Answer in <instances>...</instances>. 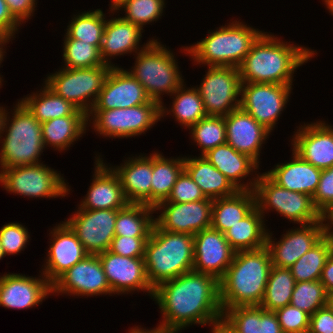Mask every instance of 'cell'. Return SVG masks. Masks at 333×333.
I'll use <instances>...</instances> for the list:
<instances>
[{"instance_id":"1","label":"cell","mask_w":333,"mask_h":333,"mask_svg":"<svg viewBox=\"0 0 333 333\" xmlns=\"http://www.w3.org/2000/svg\"><path fill=\"white\" fill-rule=\"evenodd\" d=\"M155 299L162 314V327L178 333L199 324L214 327L222 322L219 280L196 271L183 273L154 288Z\"/></svg>"},{"instance_id":"2","label":"cell","mask_w":333,"mask_h":333,"mask_svg":"<svg viewBox=\"0 0 333 333\" xmlns=\"http://www.w3.org/2000/svg\"><path fill=\"white\" fill-rule=\"evenodd\" d=\"M316 54L309 47L283 42L274 34L263 32L238 67L241 83L293 85L295 70Z\"/></svg>"},{"instance_id":"3","label":"cell","mask_w":333,"mask_h":333,"mask_svg":"<svg viewBox=\"0 0 333 333\" xmlns=\"http://www.w3.org/2000/svg\"><path fill=\"white\" fill-rule=\"evenodd\" d=\"M272 267L267 246L236 251L231 265L219 280L221 309L260 305Z\"/></svg>"},{"instance_id":"4","label":"cell","mask_w":333,"mask_h":333,"mask_svg":"<svg viewBox=\"0 0 333 333\" xmlns=\"http://www.w3.org/2000/svg\"><path fill=\"white\" fill-rule=\"evenodd\" d=\"M13 110L12 118L6 108L1 114L0 169L42 163L39 157L45 146L41 123L20 100Z\"/></svg>"},{"instance_id":"5","label":"cell","mask_w":333,"mask_h":333,"mask_svg":"<svg viewBox=\"0 0 333 333\" xmlns=\"http://www.w3.org/2000/svg\"><path fill=\"white\" fill-rule=\"evenodd\" d=\"M194 236L160 229L154 224L145 247L147 278L153 288L193 270Z\"/></svg>"},{"instance_id":"6","label":"cell","mask_w":333,"mask_h":333,"mask_svg":"<svg viewBox=\"0 0 333 333\" xmlns=\"http://www.w3.org/2000/svg\"><path fill=\"white\" fill-rule=\"evenodd\" d=\"M208 33L194 45L181 47L185 55L188 54L195 65L238 68L263 31L235 20Z\"/></svg>"},{"instance_id":"7","label":"cell","mask_w":333,"mask_h":333,"mask_svg":"<svg viewBox=\"0 0 333 333\" xmlns=\"http://www.w3.org/2000/svg\"><path fill=\"white\" fill-rule=\"evenodd\" d=\"M157 40L153 39L137 53L135 65L129 72L141 83L149 98L161 105L164 103L161 95L172 96L184 79L173 52Z\"/></svg>"},{"instance_id":"8","label":"cell","mask_w":333,"mask_h":333,"mask_svg":"<svg viewBox=\"0 0 333 333\" xmlns=\"http://www.w3.org/2000/svg\"><path fill=\"white\" fill-rule=\"evenodd\" d=\"M111 68L107 64L78 69L61 67L55 73L48 74L44 83L57 95L88 115Z\"/></svg>"},{"instance_id":"9","label":"cell","mask_w":333,"mask_h":333,"mask_svg":"<svg viewBox=\"0 0 333 333\" xmlns=\"http://www.w3.org/2000/svg\"><path fill=\"white\" fill-rule=\"evenodd\" d=\"M258 177L254 193L256 206L265 218V211L277 213L296 224H309L321 220V214L310 195L287 190L275 183L265 172L255 173Z\"/></svg>"},{"instance_id":"10","label":"cell","mask_w":333,"mask_h":333,"mask_svg":"<svg viewBox=\"0 0 333 333\" xmlns=\"http://www.w3.org/2000/svg\"><path fill=\"white\" fill-rule=\"evenodd\" d=\"M160 110L161 105L153 100L131 108L91 110L87 123H92L94 131L103 137H134L145 134L161 120Z\"/></svg>"},{"instance_id":"11","label":"cell","mask_w":333,"mask_h":333,"mask_svg":"<svg viewBox=\"0 0 333 333\" xmlns=\"http://www.w3.org/2000/svg\"><path fill=\"white\" fill-rule=\"evenodd\" d=\"M0 184L8 193L29 198L65 197L70 192L64 177L43 162L1 169Z\"/></svg>"},{"instance_id":"12","label":"cell","mask_w":333,"mask_h":333,"mask_svg":"<svg viewBox=\"0 0 333 333\" xmlns=\"http://www.w3.org/2000/svg\"><path fill=\"white\" fill-rule=\"evenodd\" d=\"M199 87L196 86L207 116H227L240 108L241 79L237 67L208 66Z\"/></svg>"},{"instance_id":"13","label":"cell","mask_w":333,"mask_h":333,"mask_svg":"<svg viewBox=\"0 0 333 333\" xmlns=\"http://www.w3.org/2000/svg\"><path fill=\"white\" fill-rule=\"evenodd\" d=\"M292 85L241 83L240 108L272 132L289 102Z\"/></svg>"},{"instance_id":"14","label":"cell","mask_w":333,"mask_h":333,"mask_svg":"<svg viewBox=\"0 0 333 333\" xmlns=\"http://www.w3.org/2000/svg\"><path fill=\"white\" fill-rule=\"evenodd\" d=\"M120 209H77L64 222L76 234L85 251L98 255L109 250L115 237L116 216Z\"/></svg>"},{"instance_id":"15","label":"cell","mask_w":333,"mask_h":333,"mask_svg":"<svg viewBox=\"0 0 333 333\" xmlns=\"http://www.w3.org/2000/svg\"><path fill=\"white\" fill-rule=\"evenodd\" d=\"M51 285V294H67L74 297L113 294L98 255H87Z\"/></svg>"},{"instance_id":"16","label":"cell","mask_w":333,"mask_h":333,"mask_svg":"<svg viewBox=\"0 0 333 333\" xmlns=\"http://www.w3.org/2000/svg\"><path fill=\"white\" fill-rule=\"evenodd\" d=\"M213 200L206 198L195 202L174 203L166 200L159 203L154 210L160 211L155 224L162 230L196 233L211 227Z\"/></svg>"},{"instance_id":"17","label":"cell","mask_w":333,"mask_h":333,"mask_svg":"<svg viewBox=\"0 0 333 333\" xmlns=\"http://www.w3.org/2000/svg\"><path fill=\"white\" fill-rule=\"evenodd\" d=\"M98 256L114 295L141 290L153 298L154 288L147 278L144 257H124L109 250Z\"/></svg>"},{"instance_id":"18","label":"cell","mask_w":333,"mask_h":333,"mask_svg":"<svg viewBox=\"0 0 333 333\" xmlns=\"http://www.w3.org/2000/svg\"><path fill=\"white\" fill-rule=\"evenodd\" d=\"M193 271L205 273L220 280L233 261L235 250L224 233L209 227L194 235Z\"/></svg>"},{"instance_id":"19","label":"cell","mask_w":333,"mask_h":333,"mask_svg":"<svg viewBox=\"0 0 333 333\" xmlns=\"http://www.w3.org/2000/svg\"><path fill=\"white\" fill-rule=\"evenodd\" d=\"M300 227L283 233L278 242L276 238L272 239V232H268L266 246L271 254L272 266L290 268L325 236L322 221Z\"/></svg>"},{"instance_id":"20","label":"cell","mask_w":333,"mask_h":333,"mask_svg":"<svg viewBox=\"0 0 333 333\" xmlns=\"http://www.w3.org/2000/svg\"><path fill=\"white\" fill-rule=\"evenodd\" d=\"M151 99L141 83L128 70L112 67L92 110L131 108Z\"/></svg>"},{"instance_id":"21","label":"cell","mask_w":333,"mask_h":333,"mask_svg":"<svg viewBox=\"0 0 333 333\" xmlns=\"http://www.w3.org/2000/svg\"><path fill=\"white\" fill-rule=\"evenodd\" d=\"M292 136V151L320 170L333 166V127L324 121L299 126Z\"/></svg>"},{"instance_id":"22","label":"cell","mask_w":333,"mask_h":333,"mask_svg":"<svg viewBox=\"0 0 333 333\" xmlns=\"http://www.w3.org/2000/svg\"><path fill=\"white\" fill-rule=\"evenodd\" d=\"M39 277L20 273L0 276V306L19 310L37 307L52 295L51 283L42 273Z\"/></svg>"},{"instance_id":"23","label":"cell","mask_w":333,"mask_h":333,"mask_svg":"<svg viewBox=\"0 0 333 333\" xmlns=\"http://www.w3.org/2000/svg\"><path fill=\"white\" fill-rule=\"evenodd\" d=\"M49 234L51 245L40 273L52 284L60 275L89 254L64 221L55 226Z\"/></svg>"},{"instance_id":"24","label":"cell","mask_w":333,"mask_h":333,"mask_svg":"<svg viewBox=\"0 0 333 333\" xmlns=\"http://www.w3.org/2000/svg\"><path fill=\"white\" fill-rule=\"evenodd\" d=\"M100 156H96L92 183L78 209H123L129 202L124 195L119 177Z\"/></svg>"},{"instance_id":"25","label":"cell","mask_w":333,"mask_h":333,"mask_svg":"<svg viewBox=\"0 0 333 333\" xmlns=\"http://www.w3.org/2000/svg\"><path fill=\"white\" fill-rule=\"evenodd\" d=\"M224 119L226 143L260 165V151L271 132L241 108L231 111Z\"/></svg>"},{"instance_id":"26","label":"cell","mask_w":333,"mask_h":333,"mask_svg":"<svg viewBox=\"0 0 333 333\" xmlns=\"http://www.w3.org/2000/svg\"><path fill=\"white\" fill-rule=\"evenodd\" d=\"M133 157V158H132ZM120 166H110L118 175L129 203L151 207L152 153L132 156Z\"/></svg>"},{"instance_id":"27","label":"cell","mask_w":333,"mask_h":333,"mask_svg":"<svg viewBox=\"0 0 333 333\" xmlns=\"http://www.w3.org/2000/svg\"><path fill=\"white\" fill-rule=\"evenodd\" d=\"M142 29L137 25L125 20L123 17H112L106 20L104 35L100 47V55L105 64L115 67L111 62L112 57L138 53L144 49L153 38L140 48ZM141 49V50H140ZM111 58V59H110Z\"/></svg>"},{"instance_id":"28","label":"cell","mask_w":333,"mask_h":333,"mask_svg":"<svg viewBox=\"0 0 333 333\" xmlns=\"http://www.w3.org/2000/svg\"><path fill=\"white\" fill-rule=\"evenodd\" d=\"M203 156L226 176L237 190H254L258 177L253 176L249 183L243 180L260 169L252 158L239 153L228 143L218 145Z\"/></svg>"},{"instance_id":"29","label":"cell","mask_w":333,"mask_h":333,"mask_svg":"<svg viewBox=\"0 0 333 333\" xmlns=\"http://www.w3.org/2000/svg\"><path fill=\"white\" fill-rule=\"evenodd\" d=\"M292 158L289 162L278 163L265 173L279 186L313 197L322 170L304 161L295 151L292 152Z\"/></svg>"},{"instance_id":"30","label":"cell","mask_w":333,"mask_h":333,"mask_svg":"<svg viewBox=\"0 0 333 333\" xmlns=\"http://www.w3.org/2000/svg\"><path fill=\"white\" fill-rule=\"evenodd\" d=\"M222 323L232 333H283L275 312L260 305L228 308L222 314Z\"/></svg>"},{"instance_id":"31","label":"cell","mask_w":333,"mask_h":333,"mask_svg":"<svg viewBox=\"0 0 333 333\" xmlns=\"http://www.w3.org/2000/svg\"><path fill=\"white\" fill-rule=\"evenodd\" d=\"M184 170L200 187L206 198L214 200L229 197L238 191L204 156H185Z\"/></svg>"},{"instance_id":"32","label":"cell","mask_w":333,"mask_h":333,"mask_svg":"<svg viewBox=\"0 0 333 333\" xmlns=\"http://www.w3.org/2000/svg\"><path fill=\"white\" fill-rule=\"evenodd\" d=\"M256 207L254 190H238L234 195L213 200L211 227L224 233Z\"/></svg>"},{"instance_id":"33","label":"cell","mask_w":333,"mask_h":333,"mask_svg":"<svg viewBox=\"0 0 333 333\" xmlns=\"http://www.w3.org/2000/svg\"><path fill=\"white\" fill-rule=\"evenodd\" d=\"M263 215L256 206L245 218L224 232L235 251L255 250L266 246L267 230Z\"/></svg>"},{"instance_id":"34","label":"cell","mask_w":333,"mask_h":333,"mask_svg":"<svg viewBox=\"0 0 333 333\" xmlns=\"http://www.w3.org/2000/svg\"><path fill=\"white\" fill-rule=\"evenodd\" d=\"M43 84L40 91L20 99L40 123L64 116H87L69 101L57 95L45 83Z\"/></svg>"},{"instance_id":"35","label":"cell","mask_w":333,"mask_h":333,"mask_svg":"<svg viewBox=\"0 0 333 333\" xmlns=\"http://www.w3.org/2000/svg\"><path fill=\"white\" fill-rule=\"evenodd\" d=\"M87 116H64L41 123L45 148L52 147L62 152L86 133Z\"/></svg>"},{"instance_id":"36","label":"cell","mask_w":333,"mask_h":333,"mask_svg":"<svg viewBox=\"0 0 333 333\" xmlns=\"http://www.w3.org/2000/svg\"><path fill=\"white\" fill-rule=\"evenodd\" d=\"M183 170L184 156L168 159L158 151L152 153L151 207L168 199Z\"/></svg>"},{"instance_id":"37","label":"cell","mask_w":333,"mask_h":333,"mask_svg":"<svg viewBox=\"0 0 333 333\" xmlns=\"http://www.w3.org/2000/svg\"><path fill=\"white\" fill-rule=\"evenodd\" d=\"M186 84H182L172 95L173 98L172 108L168 110L164 104H161V118L166 115H171L181 126L189 129L192 125H195L199 120L207 116L204 108V103L198 92V89L194 86L191 88L185 87ZM175 96V97H174ZM172 112V113H171Z\"/></svg>"},{"instance_id":"38","label":"cell","mask_w":333,"mask_h":333,"mask_svg":"<svg viewBox=\"0 0 333 333\" xmlns=\"http://www.w3.org/2000/svg\"><path fill=\"white\" fill-rule=\"evenodd\" d=\"M156 212L145 204L129 203L118 210L115 223V236L150 237Z\"/></svg>"},{"instance_id":"39","label":"cell","mask_w":333,"mask_h":333,"mask_svg":"<svg viewBox=\"0 0 333 333\" xmlns=\"http://www.w3.org/2000/svg\"><path fill=\"white\" fill-rule=\"evenodd\" d=\"M332 252L333 238L324 236L290 267L295 281L319 280L324 265Z\"/></svg>"},{"instance_id":"40","label":"cell","mask_w":333,"mask_h":333,"mask_svg":"<svg viewBox=\"0 0 333 333\" xmlns=\"http://www.w3.org/2000/svg\"><path fill=\"white\" fill-rule=\"evenodd\" d=\"M295 284L290 268L272 266L260 306L275 311L289 305Z\"/></svg>"},{"instance_id":"41","label":"cell","mask_w":333,"mask_h":333,"mask_svg":"<svg viewBox=\"0 0 333 333\" xmlns=\"http://www.w3.org/2000/svg\"><path fill=\"white\" fill-rule=\"evenodd\" d=\"M106 14L101 9L74 14L69 21L66 34L100 49L106 25Z\"/></svg>"},{"instance_id":"42","label":"cell","mask_w":333,"mask_h":333,"mask_svg":"<svg viewBox=\"0 0 333 333\" xmlns=\"http://www.w3.org/2000/svg\"><path fill=\"white\" fill-rule=\"evenodd\" d=\"M189 131L192 140L201 148L200 156L226 143V126L223 116H206L192 125Z\"/></svg>"},{"instance_id":"43","label":"cell","mask_w":333,"mask_h":333,"mask_svg":"<svg viewBox=\"0 0 333 333\" xmlns=\"http://www.w3.org/2000/svg\"><path fill=\"white\" fill-rule=\"evenodd\" d=\"M64 37L63 68L78 69L105 65L98 47L70 38L67 34Z\"/></svg>"},{"instance_id":"44","label":"cell","mask_w":333,"mask_h":333,"mask_svg":"<svg viewBox=\"0 0 333 333\" xmlns=\"http://www.w3.org/2000/svg\"><path fill=\"white\" fill-rule=\"evenodd\" d=\"M328 293L320 280L296 282L290 304L310 316L326 306Z\"/></svg>"},{"instance_id":"45","label":"cell","mask_w":333,"mask_h":333,"mask_svg":"<svg viewBox=\"0 0 333 333\" xmlns=\"http://www.w3.org/2000/svg\"><path fill=\"white\" fill-rule=\"evenodd\" d=\"M165 5V0H128L118 10L124 8L125 16L122 17L143 30L144 25L161 18Z\"/></svg>"},{"instance_id":"46","label":"cell","mask_w":333,"mask_h":333,"mask_svg":"<svg viewBox=\"0 0 333 333\" xmlns=\"http://www.w3.org/2000/svg\"><path fill=\"white\" fill-rule=\"evenodd\" d=\"M28 229L20 223H8L0 229V244L4 255H17L29 242Z\"/></svg>"},{"instance_id":"47","label":"cell","mask_w":333,"mask_h":333,"mask_svg":"<svg viewBox=\"0 0 333 333\" xmlns=\"http://www.w3.org/2000/svg\"><path fill=\"white\" fill-rule=\"evenodd\" d=\"M283 333H308L310 315L291 304L274 311Z\"/></svg>"},{"instance_id":"48","label":"cell","mask_w":333,"mask_h":333,"mask_svg":"<svg viewBox=\"0 0 333 333\" xmlns=\"http://www.w3.org/2000/svg\"><path fill=\"white\" fill-rule=\"evenodd\" d=\"M204 199H206V197L202 193L200 187L193 181L188 173L183 170L175 182L166 201L174 203H187Z\"/></svg>"},{"instance_id":"49","label":"cell","mask_w":333,"mask_h":333,"mask_svg":"<svg viewBox=\"0 0 333 333\" xmlns=\"http://www.w3.org/2000/svg\"><path fill=\"white\" fill-rule=\"evenodd\" d=\"M148 239L149 237L115 236L109 251L124 257H144Z\"/></svg>"},{"instance_id":"50","label":"cell","mask_w":333,"mask_h":333,"mask_svg":"<svg viewBox=\"0 0 333 333\" xmlns=\"http://www.w3.org/2000/svg\"><path fill=\"white\" fill-rule=\"evenodd\" d=\"M312 198L314 206L320 214L333 204V166L322 170L317 189Z\"/></svg>"},{"instance_id":"51","label":"cell","mask_w":333,"mask_h":333,"mask_svg":"<svg viewBox=\"0 0 333 333\" xmlns=\"http://www.w3.org/2000/svg\"><path fill=\"white\" fill-rule=\"evenodd\" d=\"M308 333H333V313L327 305L310 316Z\"/></svg>"},{"instance_id":"52","label":"cell","mask_w":333,"mask_h":333,"mask_svg":"<svg viewBox=\"0 0 333 333\" xmlns=\"http://www.w3.org/2000/svg\"><path fill=\"white\" fill-rule=\"evenodd\" d=\"M9 12L22 25L25 20L30 19L37 5V0H4Z\"/></svg>"},{"instance_id":"53","label":"cell","mask_w":333,"mask_h":333,"mask_svg":"<svg viewBox=\"0 0 333 333\" xmlns=\"http://www.w3.org/2000/svg\"><path fill=\"white\" fill-rule=\"evenodd\" d=\"M20 25L21 24L9 12L6 2L0 0V31L12 40Z\"/></svg>"},{"instance_id":"54","label":"cell","mask_w":333,"mask_h":333,"mask_svg":"<svg viewBox=\"0 0 333 333\" xmlns=\"http://www.w3.org/2000/svg\"><path fill=\"white\" fill-rule=\"evenodd\" d=\"M319 280L328 294L333 293V252L328 257Z\"/></svg>"},{"instance_id":"55","label":"cell","mask_w":333,"mask_h":333,"mask_svg":"<svg viewBox=\"0 0 333 333\" xmlns=\"http://www.w3.org/2000/svg\"><path fill=\"white\" fill-rule=\"evenodd\" d=\"M321 220L325 236L333 238V204L321 214Z\"/></svg>"},{"instance_id":"56","label":"cell","mask_w":333,"mask_h":333,"mask_svg":"<svg viewBox=\"0 0 333 333\" xmlns=\"http://www.w3.org/2000/svg\"><path fill=\"white\" fill-rule=\"evenodd\" d=\"M128 333H173L170 330L165 329L164 327H162L160 324L157 325L156 328L153 329H144V328H139V326H135L133 328H130Z\"/></svg>"},{"instance_id":"57","label":"cell","mask_w":333,"mask_h":333,"mask_svg":"<svg viewBox=\"0 0 333 333\" xmlns=\"http://www.w3.org/2000/svg\"><path fill=\"white\" fill-rule=\"evenodd\" d=\"M12 41L11 39H9L5 34H3L1 31H0V66H1V63L2 61H4V57H5V45L8 44V42ZM4 47V48H3ZM2 77L0 76V88L1 86L3 85L2 84Z\"/></svg>"},{"instance_id":"58","label":"cell","mask_w":333,"mask_h":333,"mask_svg":"<svg viewBox=\"0 0 333 333\" xmlns=\"http://www.w3.org/2000/svg\"><path fill=\"white\" fill-rule=\"evenodd\" d=\"M212 333H232L222 322L215 325L212 330Z\"/></svg>"},{"instance_id":"59","label":"cell","mask_w":333,"mask_h":333,"mask_svg":"<svg viewBox=\"0 0 333 333\" xmlns=\"http://www.w3.org/2000/svg\"><path fill=\"white\" fill-rule=\"evenodd\" d=\"M126 1H128V0H112V1H110L111 2V6H110V8L109 9H111L110 11L113 13H115V12H118V9H119V7L122 5V4H124Z\"/></svg>"},{"instance_id":"60","label":"cell","mask_w":333,"mask_h":333,"mask_svg":"<svg viewBox=\"0 0 333 333\" xmlns=\"http://www.w3.org/2000/svg\"><path fill=\"white\" fill-rule=\"evenodd\" d=\"M324 4L326 5L327 10H329V13L331 12V15H333V0H323Z\"/></svg>"},{"instance_id":"61","label":"cell","mask_w":333,"mask_h":333,"mask_svg":"<svg viewBox=\"0 0 333 333\" xmlns=\"http://www.w3.org/2000/svg\"><path fill=\"white\" fill-rule=\"evenodd\" d=\"M328 308L332 311L333 313V293L331 294H328V297H327V304Z\"/></svg>"},{"instance_id":"62","label":"cell","mask_w":333,"mask_h":333,"mask_svg":"<svg viewBox=\"0 0 333 333\" xmlns=\"http://www.w3.org/2000/svg\"><path fill=\"white\" fill-rule=\"evenodd\" d=\"M3 257H5L3 250H2V246L0 244V260L3 259Z\"/></svg>"},{"instance_id":"63","label":"cell","mask_w":333,"mask_h":333,"mask_svg":"<svg viewBox=\"0 0 333 333\" xmlns=\"http://www.w3.org/2000/svg\"><path fill=\"white\" fill-rule=\"evenodd\" d=\"M3 109H4L3 106L2 107L0 106V119H1V114H2Z\"/></svg>"}]
</instances>
